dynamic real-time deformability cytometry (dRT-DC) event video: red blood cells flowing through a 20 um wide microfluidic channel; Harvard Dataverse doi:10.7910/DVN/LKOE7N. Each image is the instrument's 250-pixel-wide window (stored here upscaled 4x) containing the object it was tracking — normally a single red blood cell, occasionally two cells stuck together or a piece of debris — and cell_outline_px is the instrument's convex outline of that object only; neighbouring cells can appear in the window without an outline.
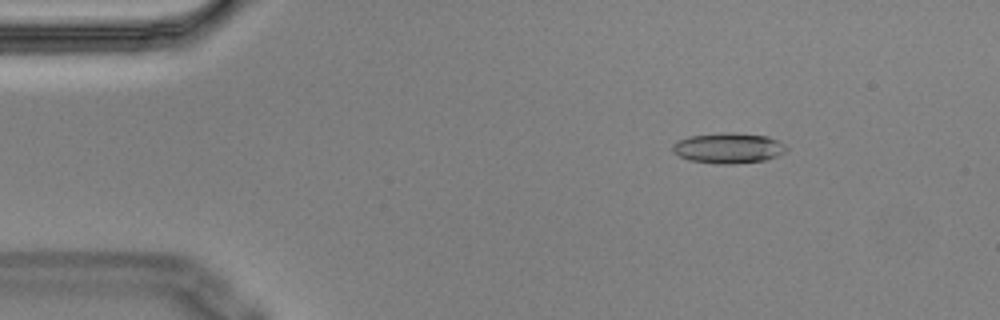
{"species": "Egyptian fruit bat (a non-hibernating species)", "species_latin": "Rousettus aegyptiacus", "temperature_condition": "cold", "stored_images_in_passage": 3, "camera_frame_rate_fps": 3000, "um_per_image_px": 0.085, "animal": {"sex": "male"}, "frame": {"image": 1, "passage_image": 1, "time_ms": 0.0, "image_size_px": [1000, 320], "cell_outline_px": [[788, 148], [784, 152], [776, 156], [764, 160], [732, 164], [720, 164], [688, 160], [672, 152], [672, 144], [676, 140], [688, 136], [732, 132], [768, 136], [784, 144]], "centroid_in_image_um": [61.87, 12.58], "position_along_channel_um": 23.1, "area_um2": 20.17}}